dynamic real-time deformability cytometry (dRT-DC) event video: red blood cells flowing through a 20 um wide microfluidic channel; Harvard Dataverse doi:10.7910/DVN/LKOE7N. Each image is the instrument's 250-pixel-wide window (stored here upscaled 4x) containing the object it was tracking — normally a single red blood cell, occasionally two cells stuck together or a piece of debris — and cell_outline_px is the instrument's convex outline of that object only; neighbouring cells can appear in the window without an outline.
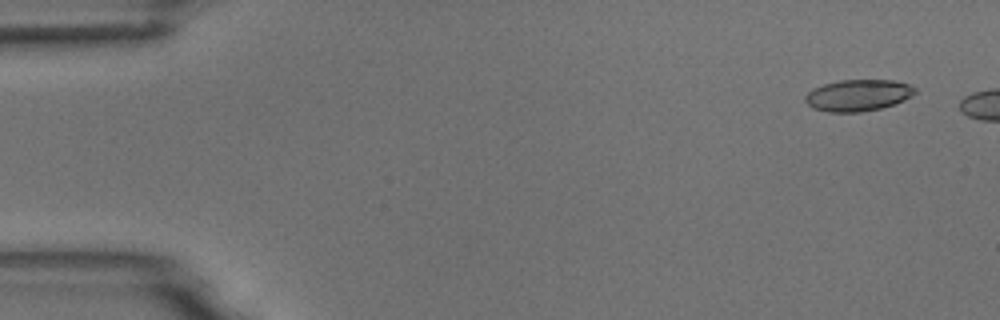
{"species": "common noctule bat (a hibernating species)", "species_latin": "Nyctalus noctula", "temperature_condition": "room temperature", "stored_images_in_passage": 7, "camera_frame_rate_fps": 3000, "um_per_image_px": 0.085, "animal": {"sex": "male", "body_mass_g": 18.8}, "frame": {"image": 1, "passage_image": 3, "time_ms": 0.667, "image_size_px": [1000, 320], "cell_outline_px": [[916, 92], [912, 96], [904, 100], [880, 108], [860, 112], [828, 112], [812, 108], [804, 100], [804, 96], [812, 88], [824, 84], [840, 80], [892, 80], [908, 84], [916, 88]], "centroid_in_image_um": [72.9, 8.1], "position_along_channel_um": 12.1, "area_um2": 20.17}}